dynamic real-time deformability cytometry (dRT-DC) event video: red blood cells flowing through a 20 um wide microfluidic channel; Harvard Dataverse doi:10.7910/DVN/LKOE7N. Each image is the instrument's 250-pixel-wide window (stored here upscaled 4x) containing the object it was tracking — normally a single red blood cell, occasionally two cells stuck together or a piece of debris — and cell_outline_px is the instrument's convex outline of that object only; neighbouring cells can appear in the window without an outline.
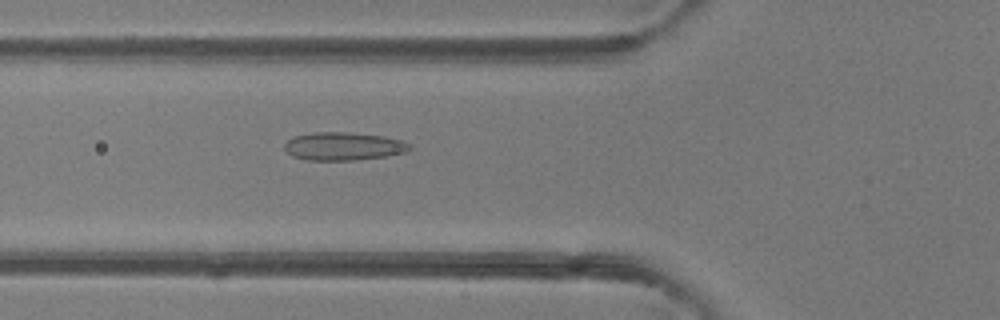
{"species": "common noctule bat (a hibernating species)", "species_latin": "Nyctalus noctula", "temperature_condition": "room temperature", "stored_images_in_passage": 49, "camera_frame_rate_fps": 3000, "um_per_image_px": 0.085, "animal": {"sex": "female"}, "frame": {"image": 1, "passage_image": 18, "time_ms": 5.667, "image_size_px": [1000, 320], "cell_outline_px": [[412, 148], [408, 152], [388, 156], [356, 160], [308, 160], [292, 156], [284, 148], [284, 144], [292, 136], [312, 132], [348, 132], [384, 136], [400, 140], [412, 144]], "centroid_in_image_um": [29.22, 12.43], "position_along_channel_um": 96.6, "area_um2": 20.75}}
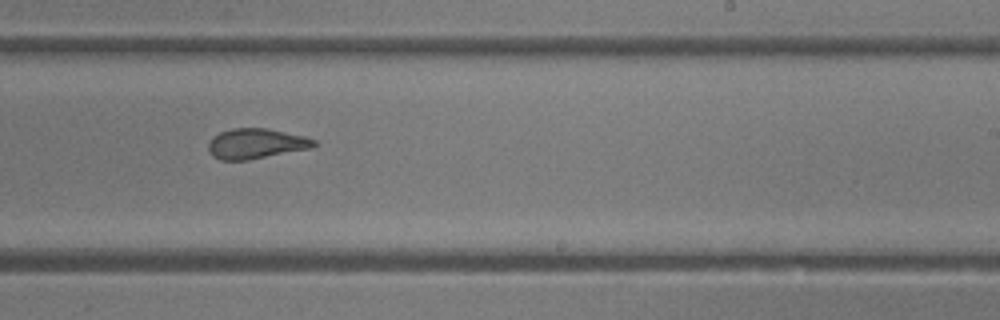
{"frame": {"image": 2, "passage_image": 30, "time_ms": 9.667, "image_size_px": [1000, 320], "cell_outline_px": [[320, 144], [312, 148], [248, 160], [220, 160], [212, 156], [208, 148], [208, 144], [212, 136], [220, 132], [232, 128], [268, 128], [304, 136], [316, 140]], "centroid_in_image_um": [21.78, 12.21], "position_along_channel_um": 267.2, "area_um2": 18.79}}
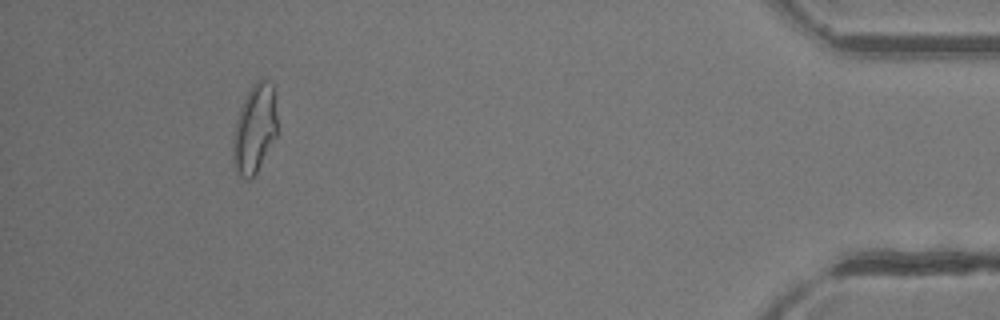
{"frame": {"image": 3, "passage_image": 45, "time_ms": 14.667, "image_size_px": [1000, 320], "cell_outline_px": [[276, 136], [256, 172], [248, 180], [244, 180], [236, 176], [232, 160], [232, 140], [236, 120], [240, 108], [252, 84], [260, 76], [272, 84], [276, 116]], "centroid_in_image_um": [21.59, 10.99], "position_along_channel_um": 413.6, "area_um2": 22.95}, "authors_computed_cell_mechanics": {"area_um2": 21.2704, "velocity_mm_per_s": 4.2594, "shape_relaxation_time_tau1_ms": null, "shape_relaxation_time_tau2_ms": 0.9433, "deformation_change_tau1": null, "deformation_change_tau2": 0.0823}}